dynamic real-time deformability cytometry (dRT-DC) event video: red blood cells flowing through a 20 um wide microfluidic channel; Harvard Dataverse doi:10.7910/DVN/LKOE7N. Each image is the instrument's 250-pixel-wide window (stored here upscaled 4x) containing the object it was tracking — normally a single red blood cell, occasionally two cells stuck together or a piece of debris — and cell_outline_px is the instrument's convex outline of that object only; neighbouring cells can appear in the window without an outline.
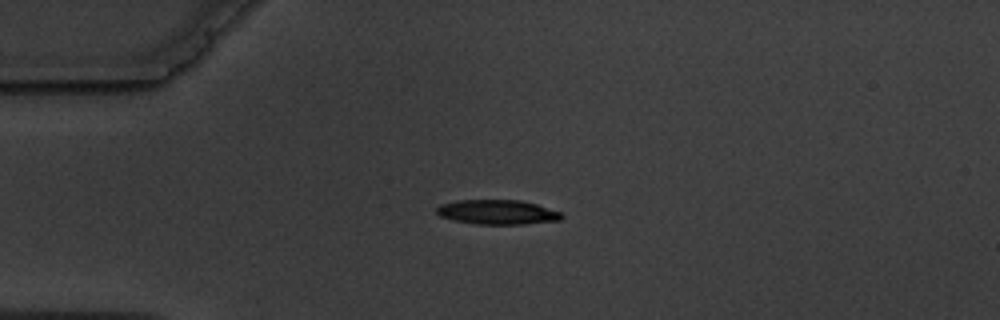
{"species": "common noctule bat (a hibernating species)", "species_latin": "Nyctalus noctula", "temperature_condition": "warm", "stored_images_in_passage": 4, "camera_frame_rate_fps": 3000, "um_per_image_px": 0.085, "animal": {"sex": "male", "body_mass_g": 19.5, "forearm_length_mm": 54.6}, "frame": {"image": 1, "passage_image": 3, "time_ms": 2.333, "image_size_px": [1000, 320], "cell_outline_px": [[564, 216], [560, 220], [524, 224], [476, 224], [452, 220], [440, 216], [436, 212], [436, 208], [440, 204], [456, 200], [520, 200], [536, 204], [560, 212]], "centroid_in_image_um": [42.25, 18.03], "position_along_channel_um": 42.8, "area_um2": 17.92}}
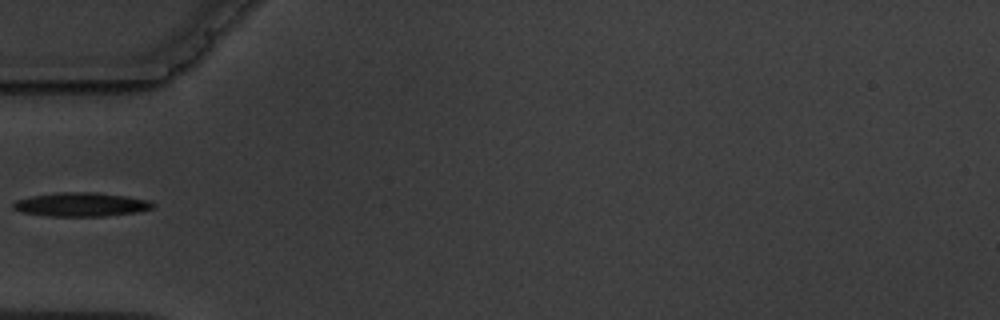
{"frame": {"image": 2, "passage_image": 4, "time_ms": 4.0, "image_size_px": [1000, 320], "cell_outline_px": [[156, 204], [152, 208], [136, 212], [104, 216], [48, 216], [20, 212], [12, 208], [12, 204], [16, 200], [32, 196], [56, 192], [96, 192], [124, 196], [148, 200]], "centroid_in_image_um": [6.85, 17.38], "position_along_channel_um": 78.1, "area_um2": 19.42}}